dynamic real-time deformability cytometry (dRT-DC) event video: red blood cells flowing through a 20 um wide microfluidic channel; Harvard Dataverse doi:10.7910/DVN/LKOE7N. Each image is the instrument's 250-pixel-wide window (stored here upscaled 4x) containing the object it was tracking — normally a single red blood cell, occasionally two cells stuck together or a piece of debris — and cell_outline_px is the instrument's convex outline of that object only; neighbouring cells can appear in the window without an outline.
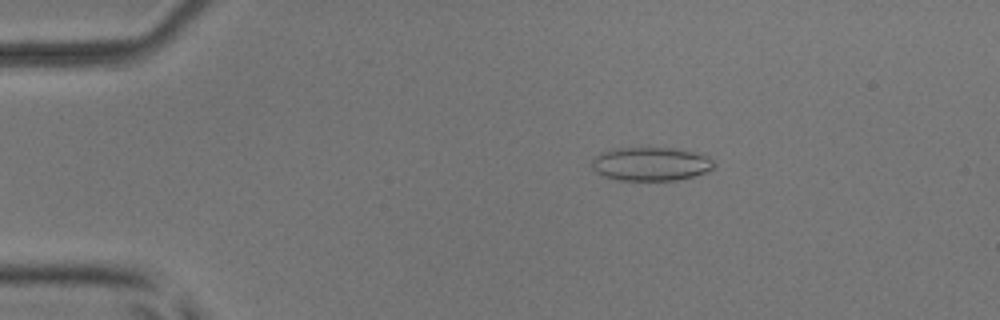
{"species": "common noctule bat (a hibernating species)", "species_latin": "Nyctalus noctula", "temperature_condition": "room temperature", "stored_images_in_passage": 6, "camera_frame_rate_fps": 3000, "um_per_image_px": 0.085, "animal": {"sex": "male", "body_mass_g": 17.9, "forearm_length_mm": 54.2}, "frame": {"image": 1, "passage_image": 3, "time_ms": 2.333, "image_size_px": [1000, 320], "cell_outline_px": [[716, 164], [712, 168], [696, 176], [676, 180], [616, 180], [604, 176], [596, 172], [592, 168], [592, 160], [600, 152], [616, 148], [688, 148], [712, 160]], "centroid_in_image_um": [55.32, 13.93], "position_along_channel_um": 29.7, "area_um2": 24.1}}
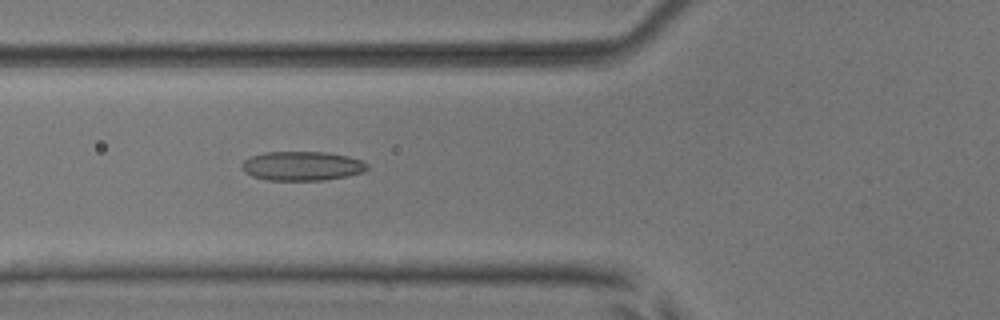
{"frame": {"image": 2, "passage_image": 6, "time_ms": 5.667, "image_size_px": [1000, 320], "cell_outline_px": [[368, 168], [364, 172], [348, 176], [324, 180], [268, 180], [252, 176], [244, 172], [240, 168], [240, 164], [244, 160], [252, 156], [264, 152], [328, 152], [348, 156], [360, 160], [368, 164]], "centroid_in_image_um": [25.66, 14.11], "position_along_channel_um": 100.1, "area_um2": 21.5}}